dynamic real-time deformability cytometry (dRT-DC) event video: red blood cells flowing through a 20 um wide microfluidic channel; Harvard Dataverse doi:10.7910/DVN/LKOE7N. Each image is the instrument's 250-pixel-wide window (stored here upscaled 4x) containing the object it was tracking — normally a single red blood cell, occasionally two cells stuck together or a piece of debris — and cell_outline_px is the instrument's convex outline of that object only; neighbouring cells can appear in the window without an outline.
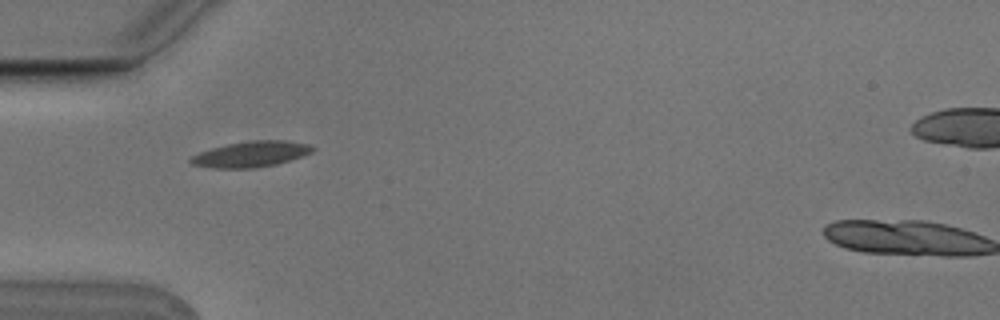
{"species": "Egyptian fruit bat (a non-hibernating species)", "species_latin": "Rousettus aegyptiacus", "temperature_condition": "cold", "stored_images_in_passage": 5, "camera_frame_rate_fps": 3000, "um_per_image_px": 0.085, "animal": {"sex": "male"}, "frame": {"image": 1, "passage_image": 1, "time_ms": 0.0, "image_size_px": [1000, 320], "cell_outline_px": [[316, 148], [312, 152], [304, 156], [276, 164], [252, 168], [212, 168], [192, 164], [188, 160], [192, 156], [200, 152], [224, 144], [252, 140], [284, 140], [308, 144]], "centroid_in_image_um": [21.34, 13.1], "position_along_channel_um": 63.7, "area_um2": 18.32}}
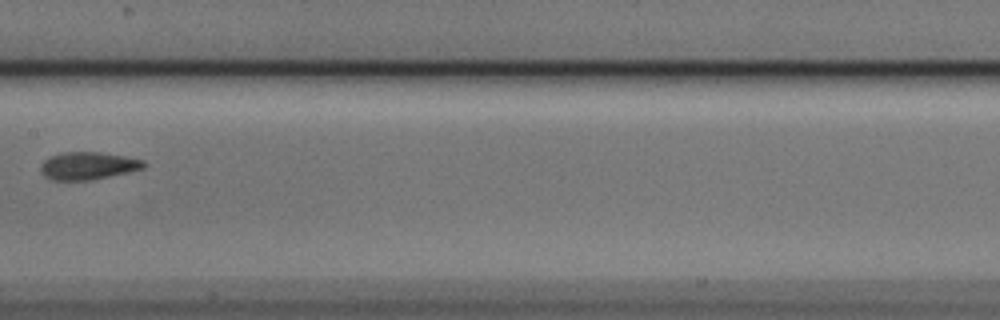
{"frame": {"image": 2, "passage_image": 4, "time_ms": 1.0, "image_size_px": [1000, 320], "cell_outline_px": [[148, 164], [144, 168], [128, 172], [92, 180], [52, 180], [44, 176], [40, 172], [40, 164], [48, 156], [64, 152], [100, 152], [124, 156], [144, 160]], "centroid_in_image_um": [7.46, 14.09], "position_along_channel_um": 199.9, "area_um2": 16.76}}
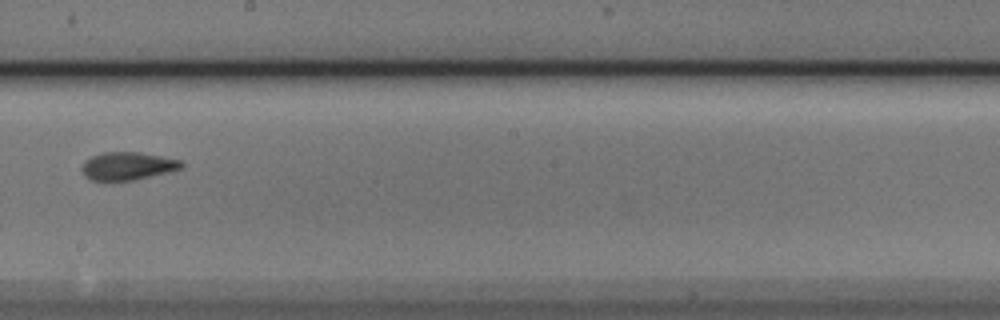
{"frame": {"image": 3, "passage_image": 5, "time_ms": 1.333, "image_size_px": [1000, 320], "cell_outline_px": [[184, 168], [136, 180], [108, 184], [104, 184], [88, 180], [84, 176], [80, 168], [92, 156], [104, 152], [140, 152], [184, 160]], "centroid_in_image_um": [10.83, 14.17], "position_along_channel_um": 237.4, "area_um2": 17.11}}